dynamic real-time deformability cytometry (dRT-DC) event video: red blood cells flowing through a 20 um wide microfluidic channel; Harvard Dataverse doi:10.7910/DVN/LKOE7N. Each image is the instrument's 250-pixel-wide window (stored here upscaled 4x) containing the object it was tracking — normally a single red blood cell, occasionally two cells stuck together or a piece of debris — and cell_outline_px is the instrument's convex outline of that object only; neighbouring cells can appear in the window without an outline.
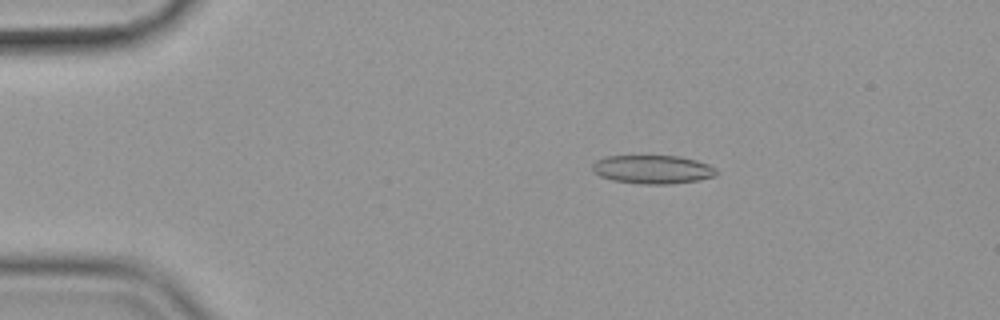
{"species": "common noctule bat (a hibernating species)", "species_latin": "Nyctalus noctula", "temperature_condition": "cold", "stored_images_in_passage": 55, "camera_frame_rate_fps": 3000, "um_per_image_px": 0.085, "animal": {"sex": "female", "body_mass_g": 19.9}, "frame": {"image": 1, "passage_image": 9, "time_ms": 2.667, "image_size_px": [1000, 320], "cell_outline_px": [[720, 172], [716, 176], [696, 180], [668, 184], [640, 184], [612, 180], [600, 176], [592, 168], [592, 164], [596, 160], [604, 156], [680, 156], [696, 160], [708, 164], [716, 168]], "centroid_in_image_um": [55.49, 14.39], "position_along_channel_um": 29.5, "area_um2": 20.69}}
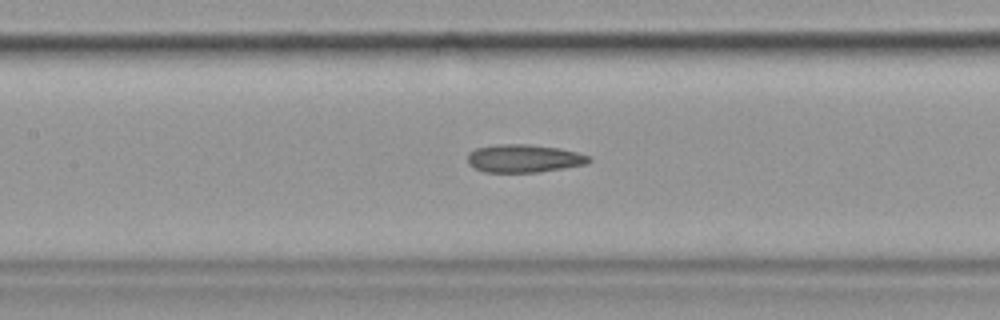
{"frame": {"image": 2, "passage_image": 25, "time_ms": 8.0, "image_size_px": [1000, 320], "cell_outline_px": [[592, 160], [584, 164], [564, 168], [540, 172], [484, 172], [472, 168], [468, 164], [468, 152], [476, 148], [496, 144], [528, 144], [560, 148], [592, 156]], "centroid_in_image_um": [44.51, 13.46], "position_along_channel_um": 162.9, "area_um2": 20.0}}
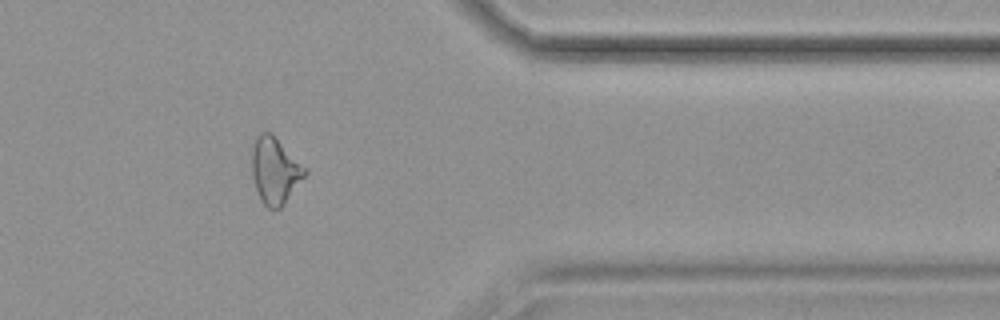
{"frame": {"image": 3, "passage_image": 45, "time_ms": 14.667, "image_size_px": [1000, 320], "cell_outline_px": [[308, 172], [284, 204], [280, 208], [268, 208], [260, 200], [252, 176], [252, 148], [256, 136], [260, 132], [272, 132]], "centroid_in_image_um": [23.35, 14.49], "position_along_channel_um": 388.1, "area_um2": 20.29}, "authors_computed_cell_mechanics": {"area_um2": 20.4612, "velocity_mm_per_s": 3.6011, "shape_relaxation_time_tau1_ms": null, "shape_relaxation_time_tau2_ms": 9.3806, "deformation_change_tau1": null, "deformation_change_tau2": 0.2075}}